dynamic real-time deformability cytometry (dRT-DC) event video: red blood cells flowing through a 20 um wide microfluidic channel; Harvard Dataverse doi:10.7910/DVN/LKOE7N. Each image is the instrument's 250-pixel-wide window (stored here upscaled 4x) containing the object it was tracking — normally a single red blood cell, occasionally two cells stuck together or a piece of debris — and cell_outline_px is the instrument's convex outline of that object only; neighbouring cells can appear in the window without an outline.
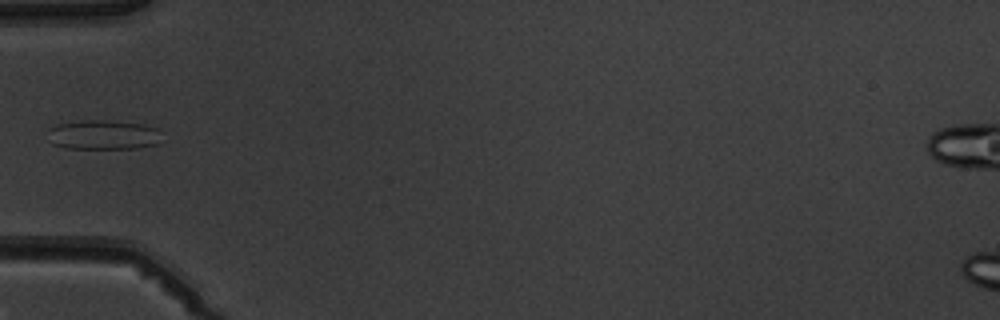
{"species": "common noctule bat (a hibernating species)", "species_latin": "Nyctalus noctula", "temperature_condition": "warm", "stored_images_in_passage": 6, "camera_frame_rate_fps": 3000, "um_per_image_px": 0.085, "animal": {"sex": "male", "body_mass_g": 19.5, "forearm_length_mm": 54.6}, "frame": {"image": 1, "passage_image": 6, "time_ms": 5.667, "image_size_px": [1000, 320], "cell_outline_px": [[160, 144], [136, 148], [64, 148], [52, 144], [48, 128], [56, 124], [84, 120], [100, 120], [144, 124], [160, 128]], "centroid_in_image_um": [8.82, 11.46], "position_along_channel_um": 76.2, "area_um2": 19.71}}